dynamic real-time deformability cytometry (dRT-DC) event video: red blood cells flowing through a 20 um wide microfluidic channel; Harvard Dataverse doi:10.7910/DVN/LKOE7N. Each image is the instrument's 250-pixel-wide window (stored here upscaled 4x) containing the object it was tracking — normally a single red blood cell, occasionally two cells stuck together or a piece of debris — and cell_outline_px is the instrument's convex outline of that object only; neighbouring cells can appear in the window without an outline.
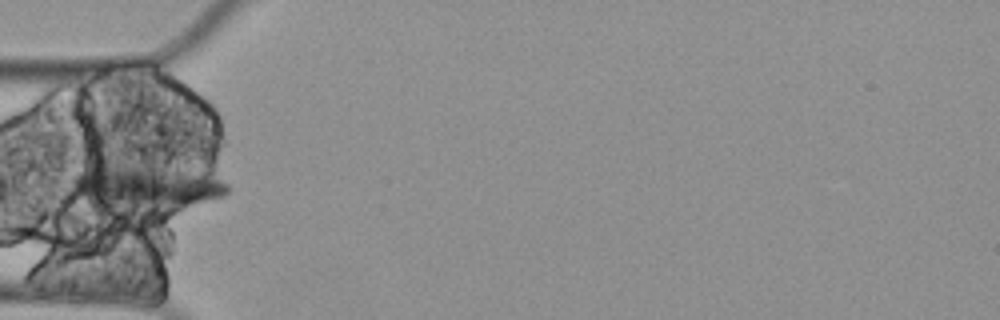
{"species": "Egyptian fruit bat (a non-hibernating species)", "species_latin": "Rousettus aegyptiacus", "temperature_condition": "cold", "stored_images_in_passage": 4, "camera_frame_rate_fps": 3000, "um_per_image_px": 0.085, "animal": {"sex": "female"}, "frame": {"image": 1, "passage_image": 4, "time_ms": 1.0, "image_size_px": [1000, 320], "cell_outline_px": [[228, 192], [224, 196], [172, 212], [136, 212], [104, 204], [84, 196], [72, 184], [72, 180], [76, 168], [140, 168], [204, 172], [228, 184]], "centroid_in_image_um": [12.58, 15.99], "position_along_channel_um": 72.4, "area_um2": 38.67}}